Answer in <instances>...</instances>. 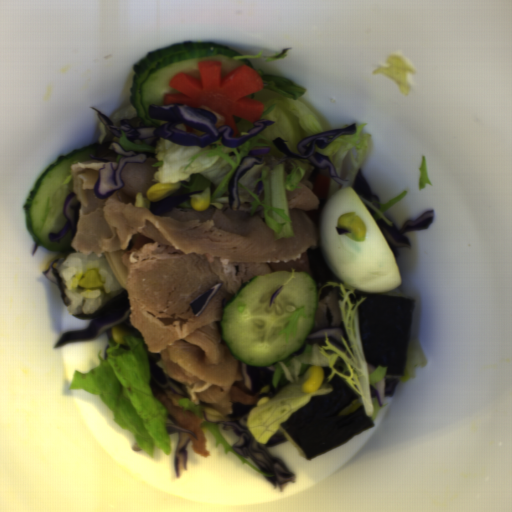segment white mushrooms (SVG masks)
<instances>
[{
	"label": "white mushrooms",
	"mask_w": 512,
	"mask_h": 512,
	"mask_svg": "<svg viewBox=\"0 0 512 512\" xmlns=\"http://www.w3.org/2000/svg\"><path fill=\"white\" fill-rule=\"evenodd\" d=\"M102 256L105 257L110 269L122 283L129 272L128 266L123 262L122 251H106L102 253Z\"/></svg>",
	"instance_id": "white-mushrooms-1"
}]
</instances>
